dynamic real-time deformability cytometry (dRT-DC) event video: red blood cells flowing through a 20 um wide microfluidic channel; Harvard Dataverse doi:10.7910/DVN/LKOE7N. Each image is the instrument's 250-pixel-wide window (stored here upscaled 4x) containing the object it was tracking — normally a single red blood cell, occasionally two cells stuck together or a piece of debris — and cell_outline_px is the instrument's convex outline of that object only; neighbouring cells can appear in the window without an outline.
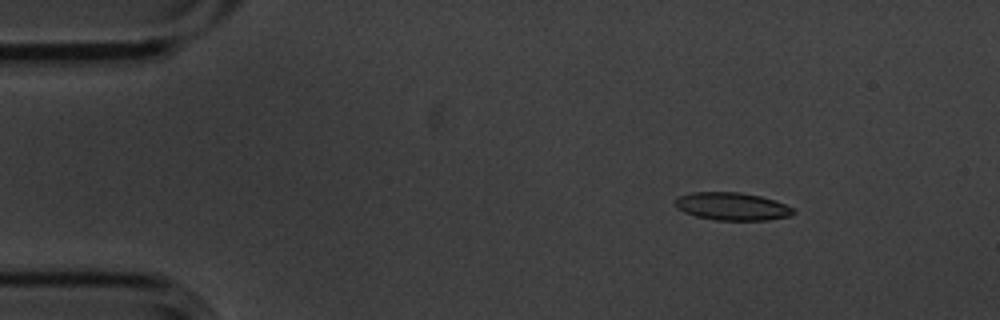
{"species": "common noctule bat (a hibernating species)", "species_latin": "Nyctalus noctula", "temperature_condition": "cold", "stored_images_in_passage": 5, "camera_frame_rate_fps": 3000, "um_per_image_px": 0.085, "animal": {"sex": "male", "body_mass_g": 20.1, "forearm_length_mm": 53.5}, "frame": {"image": 1, "passage_image": 3, "time_ms": 0.667, "image_size_px": [1000, 320], "cell_outline_px": [[796, 212], [792, 216], [768, 220], [716, 220], [696, 216], [684, 212], [676, 208], [676, 196], [692, 192], [740, 192], [760, 196], [784, 204], [792, 208]], "centroid_in_image_um": [62.21, 17.54], "position_along_channel_um": 22.8, "area_um2": 19.13}}
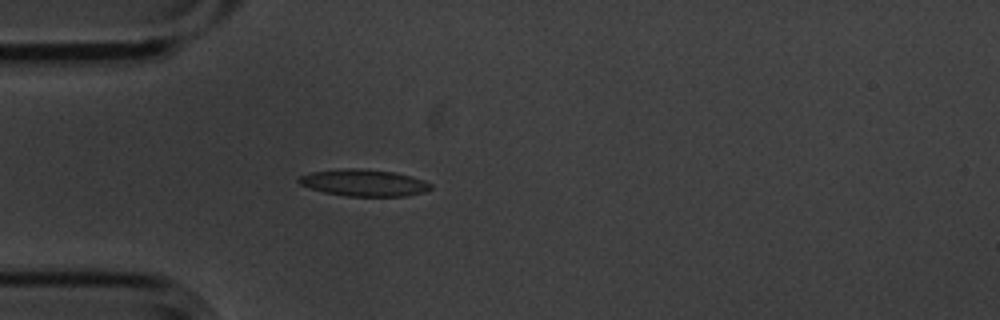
{"frame": {"image": 2, "passage_image": 5, "time_ms": 1.333, "image_size_px": [1000, 320], "cell_outline_px": [[432, 188], [424, 192], [404, 196], [348, 196], [324, 192], [300, 184], [296, 180], [300, 176], [308, 172], [344, 168], [360, 168], [396, 172], [412, 176], [424, 180], [432, 184]], "centroid_in_image_um": [30.94, 15.52], "position_along_channel_um": 54.1, "area_um2": 20.69}}